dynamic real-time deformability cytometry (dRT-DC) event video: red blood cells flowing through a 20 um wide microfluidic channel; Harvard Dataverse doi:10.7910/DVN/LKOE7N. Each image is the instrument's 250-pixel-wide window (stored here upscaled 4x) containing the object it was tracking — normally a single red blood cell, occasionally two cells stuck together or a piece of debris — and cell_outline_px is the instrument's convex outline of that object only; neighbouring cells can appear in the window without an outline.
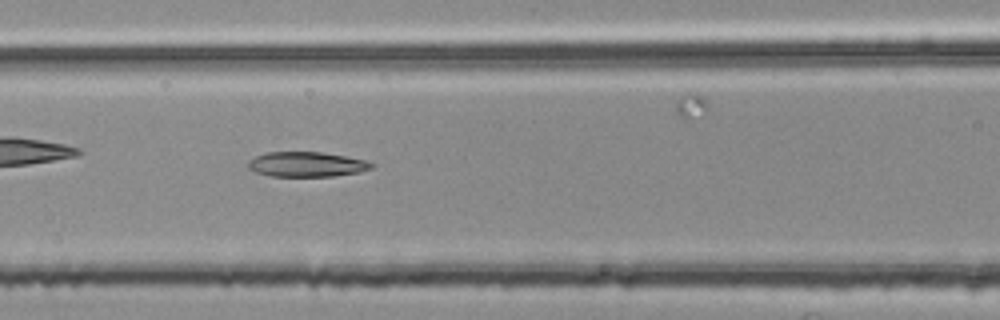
{"species": "common noctule bat (a hibernating species)", "species_latin": "Nyctalus noctula", "temperature_condition": "room temperature", "stored_images_in_passage": 40, "camera_frame_rate_fps": 3000, "um_per_image_px": 0.085, "animal": {"sex": "female", "body_mass_g": 25.1}, "frame": {"image": 1, "passage_image": 8, "time_ms": 2.333, "image_size_px": [1000, 320], "cell_outline_px": [[376, 164], [372, 168], [356, 172], [332, 176], [268, 176], [256, 172], [248, 168], [248, 160], [256, 156], [268, 152], [320, 152], [368, 160]], "centroid_in_image_um": [26.06, 13.96], "position_along_channel_um": 140.5, "area_um2": 17.86}}
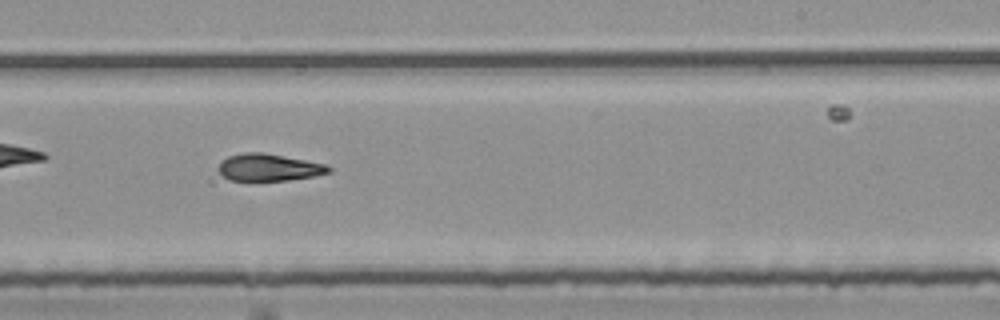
{"frame": {"image": 2, "passage_image": 18, "time_ms": 5.667, "image_size_px": [1000, 320], "cell_outline_px": [[332, 172], [316, 176], [288, 180], [228, 180], [220, 172], [220, 160], [228, 156], [244, 152], [264, 152], [324, 164], [332, 168]], "centroid_in_image_um": [22.87, 14.22], "position_along_channel_um": 266.1, "area_um2": 17.34}}
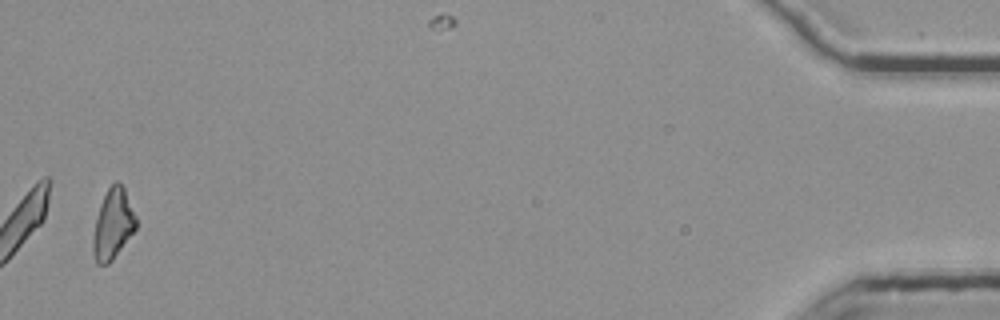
{"frame": {"image": 3, "passage_image": 38, "time_ms": 12.333, "image_size_px": [1000, 320], "cell_outline_px": [[136, 228], [112, 260], [108, 264], [96, 264], [92, 252], [92, 236], [96, 216], [100, 204], [108, 188], [116, 180], [120, 180], [124, 188], [136, 216]], "centroid_in_image_um": [9.57, 19.04], "position_along_channel_um": 425.6, "area_um2": 17.63}, "authors_computed_cell_mechanics": {"area_um2": 17.629, "velocity_mm_per_s": 3.7776, "shape_relaxation_time_tau1_ms": null, "shape_relaxation_time_tau2_ms": 4.4822, "deformation_change_tau1": null, "deformation_change_tau2": 0.1303}}